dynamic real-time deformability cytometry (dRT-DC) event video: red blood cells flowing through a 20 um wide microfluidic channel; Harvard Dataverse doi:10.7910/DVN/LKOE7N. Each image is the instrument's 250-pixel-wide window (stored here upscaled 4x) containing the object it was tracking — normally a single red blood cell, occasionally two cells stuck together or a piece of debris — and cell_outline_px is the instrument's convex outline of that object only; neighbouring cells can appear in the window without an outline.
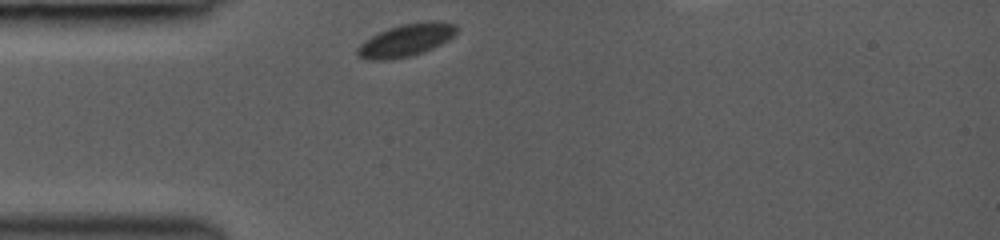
{"species": "common noctule bat (a hibernating species)", "species_latin": "Nyctalus noctula", "temperature_condition": "room temperature", "stored_images_in_passage": 21, "camera_frame_rate_fps": 3000, "um_per_image_px": 0.085, "animal": {"sex": "female", "body_mass_g": 19.0, "forearm_length_mm": 53.3}, "frame": {"image": 1, "passage_image": 1, "time_ms": 0.0, "image_size_px": [1000, 240], "cell_outline_px": [[456, 32], [448, 40], [432, 48], [412, 56], [388, 60], [364, 60], [356, 56], [356, 48], [364, 40], [388, 28], [400, 24], [428, 20], [440, 20], [456, 24]], "centroid_in_image_um": [34.48, 3.41], "position_along_channel_um": 50.5, "area_um2": 19.07}}
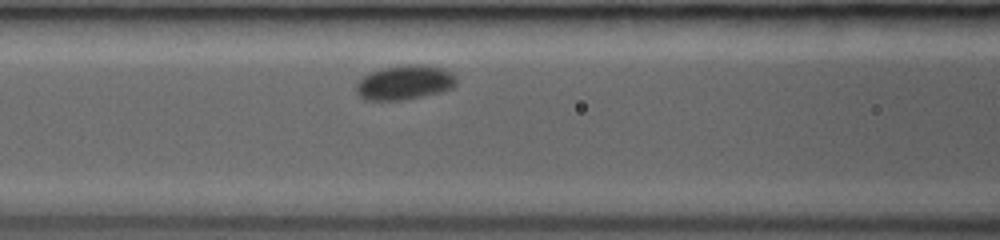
{"frame": {"image": 2, "passage_image": 13, "time_ms": 2.333, "image_size_px": [1000, 240], "cell_outline_px": [[456, 84], [452, 88], [440, 92], [404, 100], [364, 100], [356, 92], [356, 84], [364, 76], [380, 68], [408, 64], [420, 64], [444, 68], [452, 72], [456, 76]], "centroid_in_image_um": [34.41, 7.0], "position_along_channel_um": 132.2, "area_um2": 20.23}}
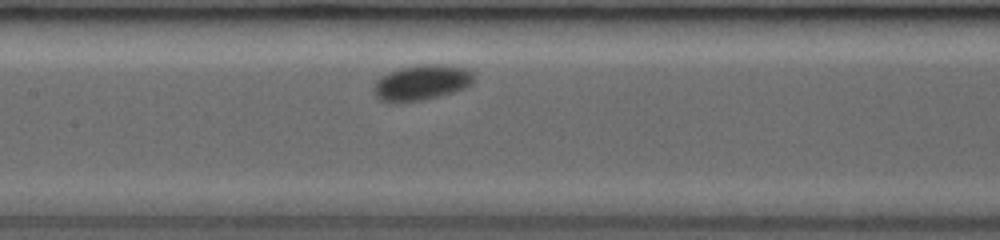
{"frame": {"image": 3, "passage_image": 18, "time_ms": 3.333, "image_size_px": [1000, 240], "cell_outline_px": [[476, 80], [472, 84], [464, 88], [452, 92], [420, 100], [388, 104], [380, 100], [376, 96], [372, 88], [376, 80], [380, 76], [388, 72], [400, 68], [420, 64], [444, 64], [472, 68], [476, 72]], "centroid_in_image_um": [35.87, 7.0], "position_along_channel_um": 171.5, "area_um2": 21.27}}